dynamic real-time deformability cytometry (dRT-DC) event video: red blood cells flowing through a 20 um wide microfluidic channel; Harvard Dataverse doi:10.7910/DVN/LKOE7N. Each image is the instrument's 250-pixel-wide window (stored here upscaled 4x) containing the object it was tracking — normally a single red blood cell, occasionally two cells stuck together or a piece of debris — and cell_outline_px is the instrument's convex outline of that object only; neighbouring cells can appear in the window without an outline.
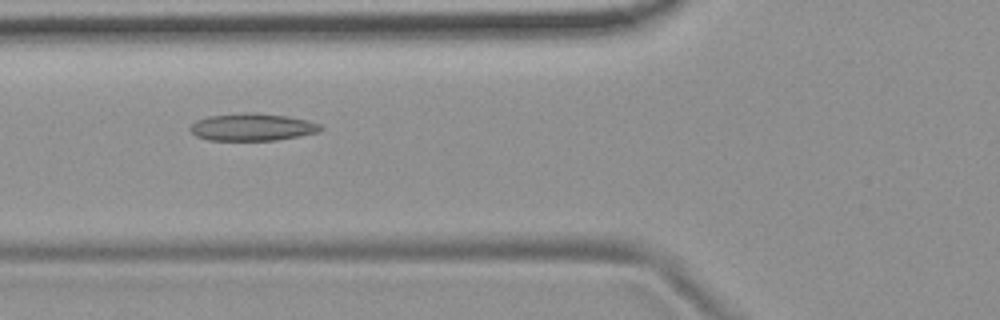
{"species": "common noctule bat (a hibernating species)", "species_latin": "Nyctalus noctula", "temperature_condition": "room temperature", "stored_images_in_passage": 36, "camera_frame_rate_fps": 3000, "um_per_image_px": 0.085, "animal": {"sex": "female", "body_mass_g": 19.9}, "frame": {"image": 1, "passage_image": 8, "time_ms": 2.333, "image_size_px": [1000, 320], "cell_outline_px": [[324, 128], [320, 132], [300, 136], [276, 140], [208, 140], [196, 136], [188, 128], [196, 120], [208, 116], [240, 112], [256, 112], [288, 116], [308, 120], [320, 124]], "centroid_in_image_um": [21.46, 10.79], "position_along_channel_um": 104.3, "area_um2": 21.1}}
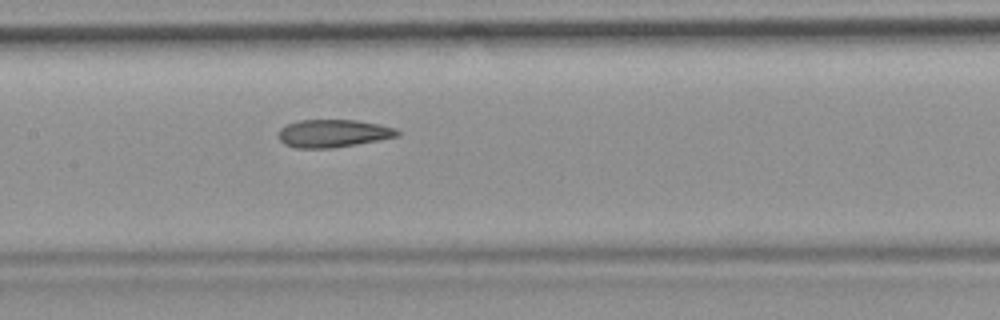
{"frame": {"image": 2, "passage_image": 14, "time_ms": 4.333, "image_size_px": [1000, 320], "cell_outline_px": [[400, 136], [356, 144], [332, 148], [296, 148], [284, 144], [276, 136], [276, 132], [280, 128], [288, 124], [300, 120], [356, 120], [380, 124], [396, 128], [400, 132]], "centroid_in_image_um": [28.3, 11.34], "position_along_channel_um": 179.1, "area_um2": 19.42}}
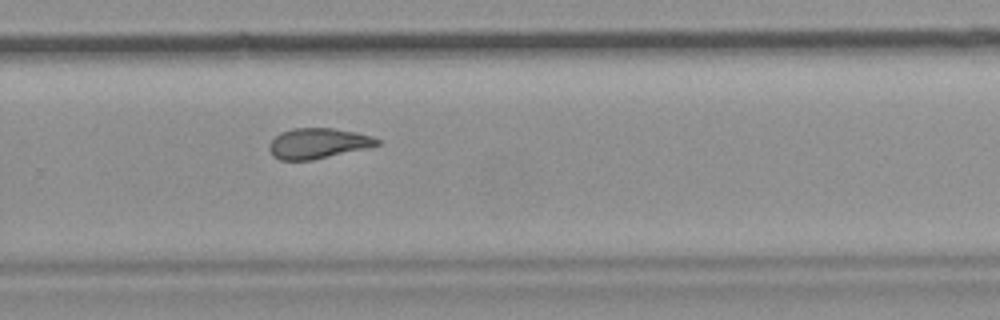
{"frame": {"image": 3, "passage_image": 24, "time_ms": 7.667, "image_size_px": [1000, 320], "cell_outline_px": [[380, 144], [368, 148], [312, 160], [280, 160], [272, 156], [268, 148], [268, 144], [280, 132], [296, 128], [332, 128], [356, 132], [372, 136], [380, 140]], "centroid_in_image_um": [27.02, 12.19], "position_along_channel_um": 302.8, "area_um2": 19.19}, "authors_computed_cell_mechanics": {"area_um2": 19.9699, "velocity_mm_per_s": 3.7288, "shape_relaxation_time_tau1_ms": null, "shape_relaxation_time_tau2_ms": 1.9552, "deformation_change_tau1": null, "deformation_change_tau2": 0.0838}}